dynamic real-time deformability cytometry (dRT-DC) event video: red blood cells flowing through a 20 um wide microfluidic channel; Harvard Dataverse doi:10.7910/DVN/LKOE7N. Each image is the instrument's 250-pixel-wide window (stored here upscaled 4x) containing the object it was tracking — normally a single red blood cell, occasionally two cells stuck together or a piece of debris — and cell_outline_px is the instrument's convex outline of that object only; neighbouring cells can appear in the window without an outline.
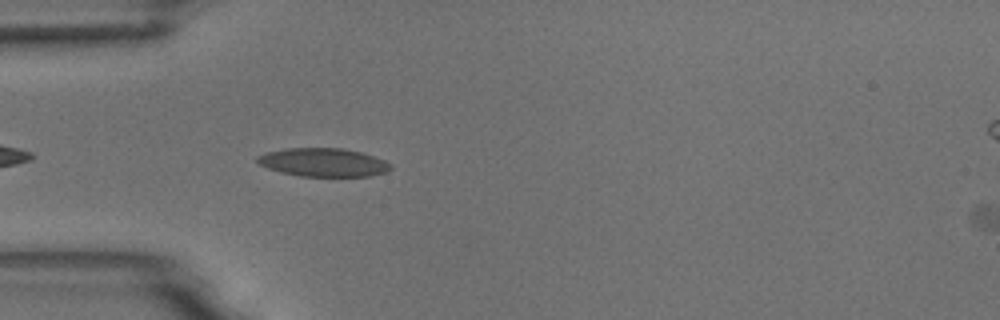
{"species": "common noctule bat (a hibernating species)", "species_latin": "Nyctalus noctula", "temperature_condition": "room temperature", "stored_images_in_passage": 4, "camera_frame_rate_fps": 3000, "um_per_image_px": 0.085, "animal": {"sex": "male", "body_mass_g": 18.8}, "frame": {"image": 1, "passage_image": 3, "time_ms": 0.667, "image_size_px": [1000, 320], "cell_outline_px": [[392, 168], [388, 172], [372, 176], [300, 176], [280, 172], [268, 168], [260, 164], [256, 160], [256, 156], [264, 152], [284, 148], [344, 148], [360, 152], [384, 160], [392, 164]], "centroid_in_image_um": [27.48, 13.8], "position_along_channel_um": 57.5, "area_um2": 22.25}}